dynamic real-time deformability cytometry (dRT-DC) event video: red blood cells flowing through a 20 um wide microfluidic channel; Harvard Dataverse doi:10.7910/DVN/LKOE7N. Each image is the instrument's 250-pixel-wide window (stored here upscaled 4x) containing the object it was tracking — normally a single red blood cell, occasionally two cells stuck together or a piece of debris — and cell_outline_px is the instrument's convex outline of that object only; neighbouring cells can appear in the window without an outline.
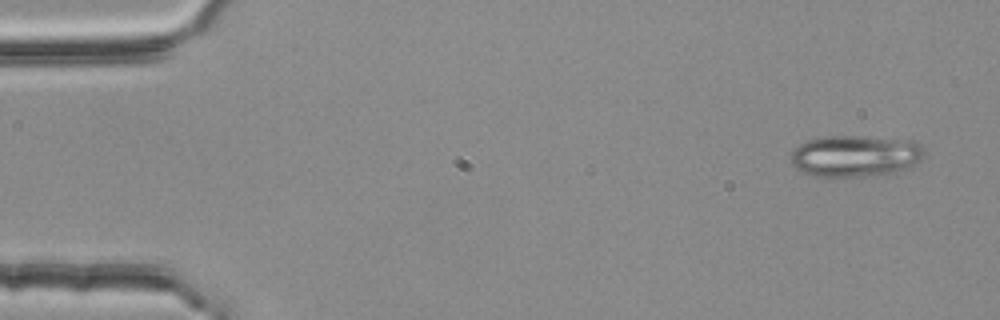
{"species": "common noctule bat (a hibernating species)", "species_latin": "Nyctalus noctula", "temperature_condition": "room temperature", "stored_images_in_passage": 5, "camera_frame_rate_fps": 3000, "um_per_image_px": 0.085, "animal": {"sex": "female", "body_mass_g": 25.1}, "frame": {"image": 1, "passage_image": 1, "time_ms": 0.0, "image_size_px": [1000, 320], "cell_outline_px": [[924, 156], [916, 164], [908, 168], [896, 172], [848, 176], [816, 176], [800, 172], [792, 164], [792, 148], [808, 140], [824, 136], [856, 136], [916, 140], [924, 148]], "centroid_in_image_um": [72.71, 13.23], "position_along_channel_um": 12.3, "area_um2": 32.25}}